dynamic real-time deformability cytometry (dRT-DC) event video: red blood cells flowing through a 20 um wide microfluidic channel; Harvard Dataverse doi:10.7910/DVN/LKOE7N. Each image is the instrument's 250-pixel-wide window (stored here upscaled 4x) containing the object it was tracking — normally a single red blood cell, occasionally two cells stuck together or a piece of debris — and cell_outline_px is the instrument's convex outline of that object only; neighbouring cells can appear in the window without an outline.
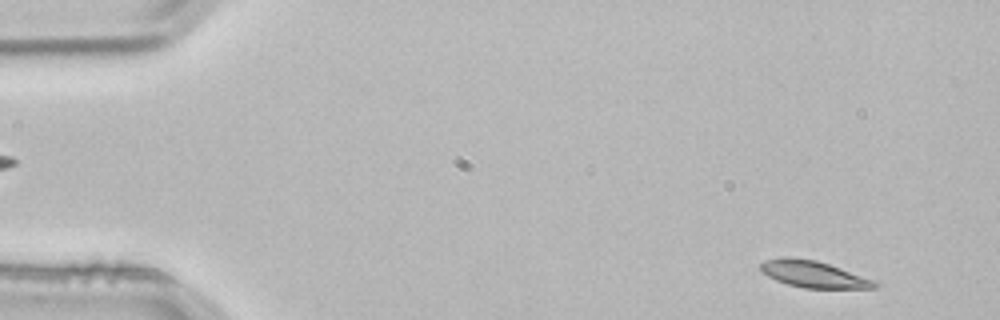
{"species": "common noctule bat (a hibernating species)", "species_latin": "Nyctalus noctula", "temperature_condition": "room temperature", "stored_images_in_passage": 5, "segment_of_instrument_passage": [2, 2], "camera_frame_rate_fps": 3000, "um_per_image_px": 0.085, "animal": {"sex": "male", "body_mass_g": 21.5, "forearm_length_mm": 52.0}, "frame": {"image": 1, "passage_image": 5, "time_ms": 1.333, "image_size_px": [1000, 320], "cell_outline_px": [[880, 284], [876, 288], [804, 288], [788, 284], [776, 280], [760, 272], [760, 264], [764, 260], [784, 256], [788, 256], [816, 260], [880, 280]], "centroid_in_image_um": [69.21, 23.3], "position_along_channel_um": 15.8, "area_um2": 18.21}}